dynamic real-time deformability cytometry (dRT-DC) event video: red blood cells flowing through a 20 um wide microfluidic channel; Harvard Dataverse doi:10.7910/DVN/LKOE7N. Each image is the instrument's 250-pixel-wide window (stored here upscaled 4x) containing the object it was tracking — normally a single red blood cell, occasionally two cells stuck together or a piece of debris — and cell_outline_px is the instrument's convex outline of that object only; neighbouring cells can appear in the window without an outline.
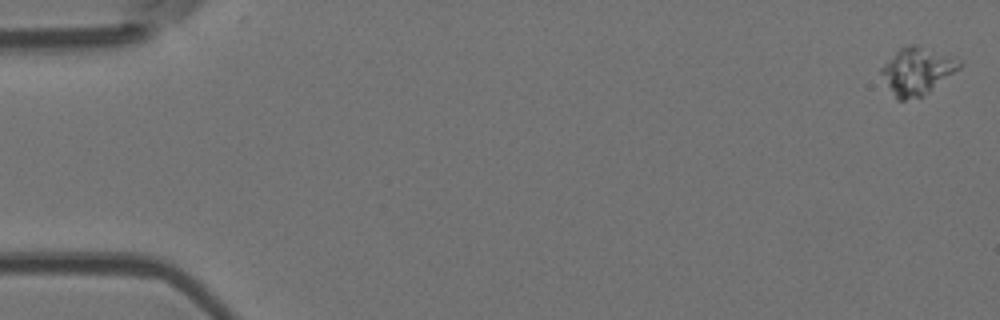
{"species": "Egyptian fruit bat (a non-hibernating species)", "species_latin": "Rousettus aegyptiacus", "temperature_condition": "room temperature", "stored_images_in_passage": 5, "camera_frame_rate_fps": 3000, "um_per_image_px": 0.085, "animal": {"sex": "female"}, "frame": {"image": 1, "passage_image": 1, "time_ms": 0.0, "image_size_px": [1000, 320], "cell_outline_px": [[964, 64], [960, 68], [924, 96], [904, 100], [896, 100], [880, 72], [880, 68], [900, 48], [908, 44], [912, 44], [956, 56], [964, 60]], "centroid_in_image_um": [78.01, 6.03], "position_along_channel_um": 7.0, "area_um2": 21.56}}